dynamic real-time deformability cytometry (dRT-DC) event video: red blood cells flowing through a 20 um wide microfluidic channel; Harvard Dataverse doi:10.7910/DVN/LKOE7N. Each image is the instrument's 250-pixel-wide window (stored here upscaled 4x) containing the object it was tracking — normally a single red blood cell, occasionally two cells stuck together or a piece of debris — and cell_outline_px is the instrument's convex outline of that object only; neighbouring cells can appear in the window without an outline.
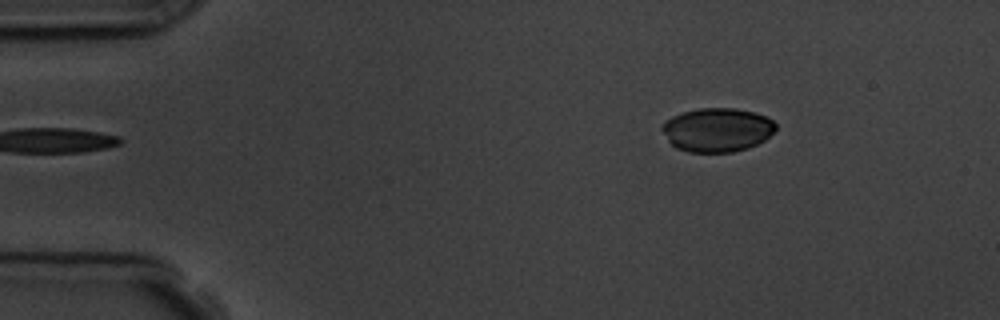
{"species": "common noctule bat (a hibernating species)", "species_latin": "Nyctalus noctula", "temperature_condition": "room temperature", "stored_images_in_passage": 2, "camera_frame_rate_fps": 3000, "um_per_image_px": 0.085, "animal": {"sex": "male", "body_mass_g": 19.5, "forearm_length_mm": 54.6}, "frame": {"image": 1, "passage_image": 2, "time_ms": 1.333, "image_size_px": [1000, 320], "cell_outline_px": [[776, 128], [764, 140], [748, 148], [732, 152], [688, 152], [676, 148], [668, 140], [660, 128], [672, 116], [684, 112], [700, 108], [736, 108], [756, 112], [772, 120], [776, 124]], "centroid_in_image_um": [60.96, 11.03], "position_along_channel_um": 24.0, "area_um2": 28.9}}